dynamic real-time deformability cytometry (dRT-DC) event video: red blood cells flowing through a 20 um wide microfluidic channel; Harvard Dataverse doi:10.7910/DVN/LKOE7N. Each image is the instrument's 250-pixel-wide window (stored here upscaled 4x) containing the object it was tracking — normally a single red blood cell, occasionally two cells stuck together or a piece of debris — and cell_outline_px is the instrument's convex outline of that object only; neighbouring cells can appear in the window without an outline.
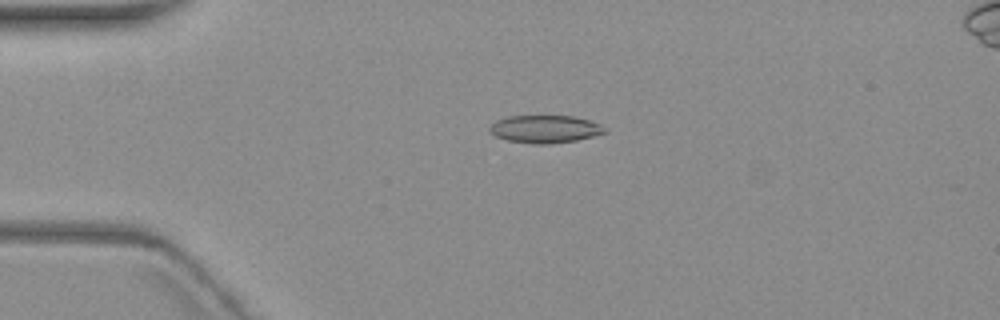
{"species": "common noctule bat (a hibernating species)", "species_latin": "Nyctalus noctula", "temperature_condition": "warm", "stored_images_in_passage": 6, "camera_frame_rate_fps": 3000, "um_per_image_px": 0.085, "animal": {"sex": "female", "body_mass_g": 19.3, "forearm_length_mm": 54.1}, "frame": {"image": 1, "passage_image": 4, "time_ms": 3.667, "image_size_px": [1000, 320], "cell_outline_px": [[608, 132], [576, 140], [548, 144], [536, 144], [508, 140], [496, 136], [488, 132], [488, 128], [496, 120], [508, 116], [572, 116], [588, 120], [604, 128]], "centroid_in_image_um": [46.27, 10.97], "position_along_channel_um": 38.7, "area_um2": 18.32}}